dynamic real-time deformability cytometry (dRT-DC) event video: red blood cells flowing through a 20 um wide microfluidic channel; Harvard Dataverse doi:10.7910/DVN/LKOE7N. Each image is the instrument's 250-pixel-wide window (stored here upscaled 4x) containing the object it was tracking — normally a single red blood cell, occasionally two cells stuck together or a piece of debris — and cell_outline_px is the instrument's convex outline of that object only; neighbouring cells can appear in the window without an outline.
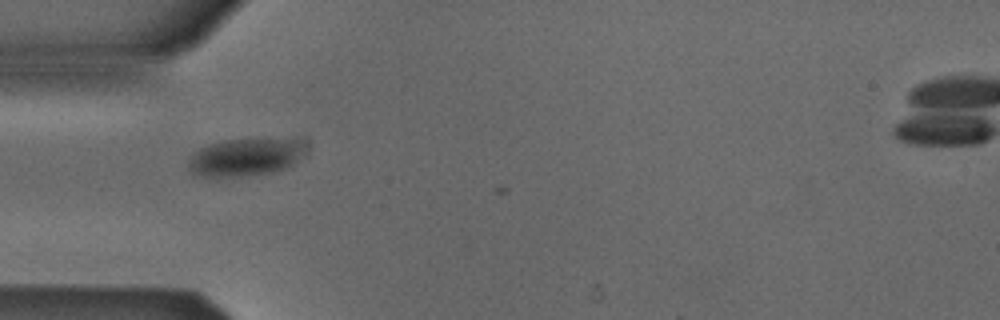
{"species": "Egyptian fruit bat (a non-hibernating species)", "species_latin": "Rousettus aegyptiacus", "temperature_condition": "cold", "stored_images_in_passage": 3, "camera_frame_rate_fps": 3000, "um_per_image_px": 0.085, "animal": {"sex": "male"}, "frame": {"image": 1, "passage_image": 1, "time_ms": 0.0, "image_size_px": [1000, 320], "cell_outline_px": [[300, 144], [292, 160], [284, 168], [276, 172], [240, 176], [204, 176], [192, 172], [188, 168], [188, 164], [192, 152], [208, 144], [228, 140], [296, 140]], "centroid_in_image_um": [20.62, 13.39], "position_along_channel_um": 64.4, "area_um2": 24.04}}